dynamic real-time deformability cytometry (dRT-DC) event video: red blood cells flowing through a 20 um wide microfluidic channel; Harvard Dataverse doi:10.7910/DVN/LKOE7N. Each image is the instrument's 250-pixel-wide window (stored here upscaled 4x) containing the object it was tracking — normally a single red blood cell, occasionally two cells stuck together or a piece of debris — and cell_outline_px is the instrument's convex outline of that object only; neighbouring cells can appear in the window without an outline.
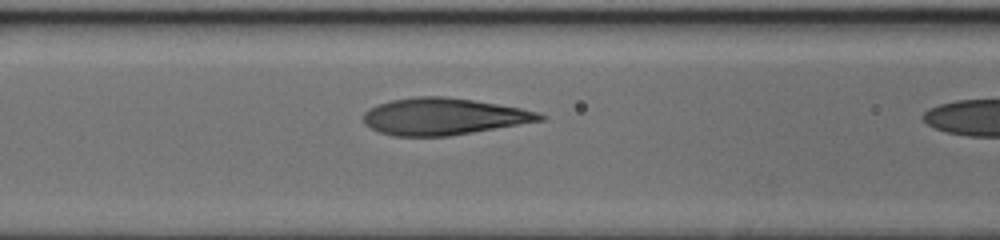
{"species": "human", "species_latin": "Homo sapiens", "temperature_condition": "cold", "stored_images_in_passage": 11, "camera_frame_rate_fps": 3000, "um_per_image_px": 0.085, "donor": {"sex": "female"}, "frame": {"image": 1, "passage_image": 10, "time_ms": 3.0, "image_size_px": [1000, 240], "cell_outline_px": [[544, 120], [448, 136], [392, 136], [380, 132], [364, 124], [364, 112], [368, 108], [376, 104], [392, 100], [416, 96], [444, 96], [472, 100], [520, 108], [540, 112], [544, 116]], "centroid_in_image_um": [37.66, 9.9], "position_along_channel_um": 128.9, "area_um2": 37.63}}